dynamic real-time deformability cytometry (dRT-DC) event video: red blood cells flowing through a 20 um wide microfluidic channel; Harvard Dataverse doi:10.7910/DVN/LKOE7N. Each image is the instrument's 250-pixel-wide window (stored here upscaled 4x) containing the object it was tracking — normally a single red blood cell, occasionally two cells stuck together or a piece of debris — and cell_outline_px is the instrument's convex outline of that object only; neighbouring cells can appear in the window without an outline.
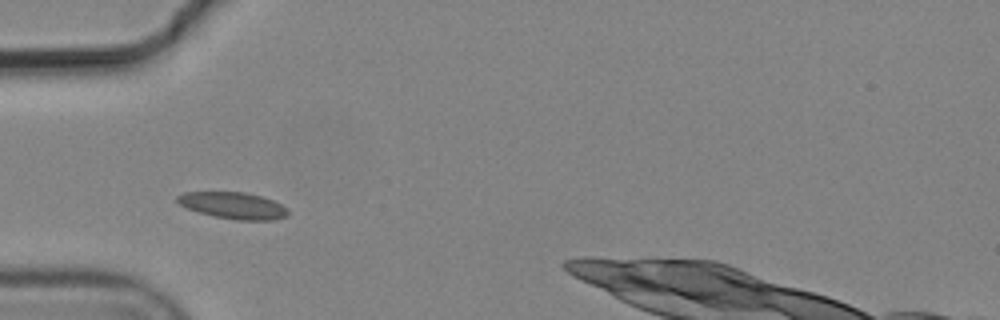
{"species": "common noctule bat (a hibernating species)", "species_latin": "Nyctalus noctula", "temperature_condition": "cold", "stored_images_in_passage": 5, "camera_frame_rate_fps": 3000, "um_per_image_px": 0.085, "animal": {"sex": "male", "body_mass_g": 19.2, "forearm_length_mm": 51.8}, "frame": {"image": 1, "passage_image": 3, "time_ms": 0.667, "image_size_px": [1000, 320], "cell_outline_px": [[288, 216], [276, 220], [236, 220], [212, 216], [188, 208], [180, 204], [176, 200], [176, 196], [184, 192], [244, 192], [260, 196], [272, 200], [288, 208]], "centroid_in_image_um": [19.84, 17.47], "position_along_channel_um": 65.2, "area_um2": 17.17}}
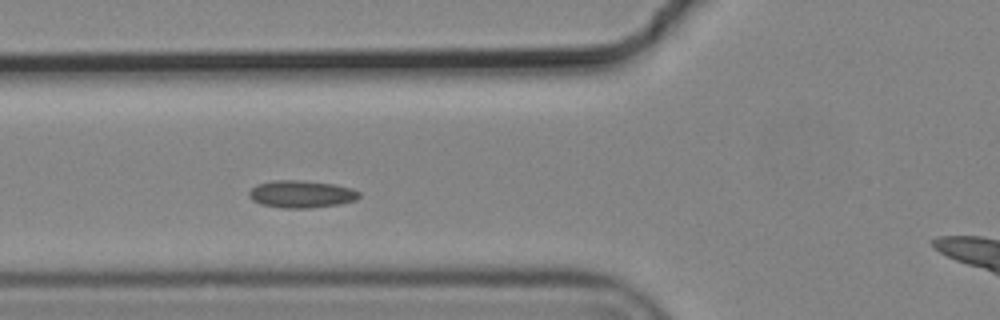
{"frame": {"image": 2, "passage_image": 4, "time_ms": 1.0, "image_size_px": [1000, 320], "cell_outline_px": [[360, 196], [356, 200], [340, 204], [308, 208], [284, 208], [260, 204], [252, 200], [248, 196], [248, 192], [256, 184], [272, 180], [304, 180], [336, 184], [352, 188], [360, 192]], "centroid_in_image_um": [25.61, 16.49], "position_along_channel_um": 100.2, "area_um2": 17.8}}